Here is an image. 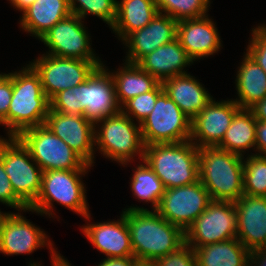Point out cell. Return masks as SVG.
<instances>
[{"instance_id":"cell-20","label":"cell","mask_w":266,"mask_h":266,"mask_svg":"<svg viewBox=\"0 0 266 266\" xmlns=\"http://www.w3.org/2000/svg\"><path fill=\"white\" fill-rule=\"evenodd\" d=\"M237 239L249 250L266 247V197L243 194L235 202Z\"/></svg>"},{"instance_id":"cell-8","label":"cell","mask_w":266,"mask_h":266,"mask_svg":"<svg viewBox=\"0 0 266 266\" xmlns=\"http://www.w3.org/2000/svg\"><path fill=\"white\" fill-rule=\"evenodd\" d=\"M17 138L28 149L32 159L42 171L90 169L87 164L63 140L43 124L22 131Z\"/></svg>"},{"instance_id":"cell-32","label":"cell","mask_w":266,"mask_h":266,"mask_svg":"<svg viewBox=\"0 0 266 266\" xmlns=\"http://www.w3.org/2000/svg\"><path fill=\"white\" fill-rule=\"evenodd\" d=\"M159 13L176 21L199 18L207 15L210 0H155Z\"/></svg>"},{"instance_id":"cell-10","label":"cell","mask_w":266,"mask_h":266,"mask_svg":"<svg viewBox=\"0 0 266 266\" xmlns=\"http://www.w3.org/2000/svg\"><path fill=\"white\" fill-rule=\"evenodd\" d=\"M146 145L179 143L190 140L191 119L162 91L151 113L140 124Z\"/></svg>"},{"instance_id":"cell-31","label":"cell","mask_w":266,"mask_h":266,"mask_svg":"<svg viewBox=\"0 0 266 266\" xmlns=\"http://www.w3.org/2000/svg\"><path fill=\"white\" fill-rule=\"evenodd\" d=\"M245 159H243V193L266 197V155L251 153Z\"/></svg>"},{"instance_id":"cell-25","label":"cell","mask_w":266,"mask_h":266,"mask_svg":"<svg viewBox=\"0 0 266 266\" xmlns=\"http://www.w3.org/2000/svg\"><path fill=\"white\" fill-rule=\"evenodd\" d=\"M243 57L235 79L239 99L233 101L242 109H250L266 97V72L246 52Z\"/></svg>"},{"instance_id":"cell-4","label":"cell","mask_w":266,"mask_h":266,"mask_svg":"<svg viewBox=\"0 0 266 266\" xmlns=\"http://www.w3.org/2000/svg\"><path fill=\"white\" fill-rule=\"evenodd\" d=\"M243 159L217 146L199 148V180L212 200L235 203L244 194Z\"/></svg>"},{"instance_id":"cell-24","label":"cell","mask_w":266,"mask_h":266,"mask_svg":"<svg viewBox=\"0 0 266 266\" xmlns=\"http://www.w3.org/2000/svg\"><path fill=\"white\" fill-rule=\"evenodd\" d=\"M71 14L69 0H35L20 18V28L40 39L57 22Z\"/></svg>"},{"instance_id":"cell-11","label":"cell","mask_w":266,"mask_h":266,"mask_svg":"<svg viewBox=\"0 0 266 266\" xmlns=\"http://www.w3.org/2000/svg\"><path fill=\"white\" fill-rule=\"evenodd\" d=\"M29 63L40 76L43 92L51 100L57 93L85 82L102 61L42 54Z\"/></svg>"},{"instance_id":"cell-19","label":"cell","mask_w":266,"mask_h":266,"mask_svg":"<svg viewBox=\"0 0 266 266\" xmlns=\"http://www.w3.org/2000/svg\"><path fill=\"white\" fill-rule=\"evenodd\" d=\"M208 14L178 21L177 38L193 61L216 54L222 47L215 23Z\"/></svg>"},{"instance_id":"cell-30","label":"cell","mask_w":266,"mask_h":266,"mask_svg":"<svg viewBox=\"0 0 266 266\" xmlns=\"http://www.w3.org/2000/svg\"><path fill=\"white\" fill-rule=\"evenodd\" d=\"M133 171L130 186L133 196L145 203L150 202L152 209L155 210L165 192V186L145 161L137 165Z\"/></svg>"},{"instance_id":"cell-16","label":"cell","mask_w":266,"mask_h":266,"mask_svg":"<svg viewBox=\"0 0 266 266\" xmlns=\"http://www.w3.org/2000/svg\"><path fill=\"white\" fill-rule=\"evenodd\" d=\"M240 109L241 107L233 99L218 102L212 99L191 120L190 141L197 148L218 146Z\"/></svg>"},{"instance_id":"cell-23","label":"cell","mask_w":266,"mask_h":266,"mask_svg":"<svg viewBox=\"0 0 266 266\" xmlns=\"http://www.w3.org/2000/svg\"><path fill=\"white\" fill-rule=\"evenodd\" d=\"M163 91L191 120L213 99L202 84L189 73L161 82Z\"/></svg>"},{"instance_id":"cell-34","label":"cell","mask_w":266,"mask_h":266,"mask_svg":"<svg viewBox=\"0 0 266 266\" xmlns=\"http://www.w3.org/2000/svg\"><path fill=\"white\" fill-rule=\"evenodd\" d=\"M163 91L161 82L150 92L140 94L127 101L122 107L121 111L133 121L134 118L137 123L141 124L142 121L153 110L157 96Z\"/></svg>"},{"instance_id":"cell-43","label":"cell","mask_w":266,"mask_h":266,"mask_svg":"<svg viewBox=\"0 0 266 266\" xmlns=\"http://www.w3.org/2000/svg\"><path fill=\"white\" fill-rule=\"evenodd\" d=\"M51 262L52 266H71V263H69L67 259L61 256L60 253H58L56 256H51ZM28 266H41V264L36 263L35 261L32 263V261H30V264Z\"/></svg>"},{"instance_id":"cell-45","label":"cell","mask_w":266,"mask_h":266,"mask_svg":"<svg viewBox=\"0 0 266 266\" xmlns=\"http://www.w3.org/2000/svg\"><path fill=\"white\" fill-rule=\"evenodd\" d=\"M6 213H3L1 210H0V222H1V220H2V218H3V216L5 215Z\"/></svg>"},{"instance_id":"cell-46","label":"cell","mask_w":266,"mask_h":266,"mask_svg":"<svg viewBox=\"0 0 266 266\" xmlns=\"http://www.w3.org/2000/svg\"><path fill=\"white\" fill-rule=\"evenodd\" d=\"M138 266H152V264H139Z\"/></svg>"},{"instance_id":"cell-39","label":"cell","mask_w":266,"mask_h":266,"mask_svg":"<svg viewBox=\"0 0 266 266\" xmlns=\"http://www.w3.org/2000/svg\"><path fill=\"white\" fill-rule=\"evenodd\" d=\"M255 149L257 155H266V121L257 120Z\"/></svg>"},{"instance_id":"cell-7","label":"cell","mask_w":266,"mask_h":266,"mask_svg":"<svg viewBox=\"0 0 266 266\" xmlns=\"http://www.w3.org/2000/svg\"><path fill=\"white\" fill-rule=\"evenodd\" d=\"M138 124L122 111L105 117L95 124V147L103 156L124 167L134 161L135 156L143 161L145 144Z\"/></svg>"},{"instance_id":"cell-42","label":"cell","mask_w":266,"mask_h":266,"mask_svg":"<svg viewBox=\"0 0 266 266\" xmlns=\"http://www.w3.org/2000/svg\"><path fill=\"white\" fill-rule=\"evenodd\" d=\"M250 110L253 112L256 120L266 121V97L254 104Z\"/></svg>"},{"instance_id":"cell-6","label":"cell","mask_w":266,"mask_h":266,"mask_svg":"<svg viewBox=\"0 0 266 266\" xmlns=\"http://www.w3.org/2000/svg\"><path fill=\"white\" fill-rule=\"evenodd\" d=\"M88 170L90 169L44 171L40 194L28 211L53 217L51 216L55 214L53 213V203L56 201L90 221L91 213H89L86 199L87 190L81 180Z\"/></svg>"},{"instance_id":"cell-15","label":"cell","mask_w":266,"mask_h":266,"mask_svg":"<svg viewBox=\"0 0 266 266\" xmlns=\"http://www.w3.org/2000/svg\"><path fill=\"white\" fill-rule=\"evenodd\" d=\"M44 246L49 247L51 256L58 254L48 235L21 212H7L3 216L0 222V253L10 256L30 254Z\"/></svg>"},{"instance_id":"cell-14","label":"cell","mask_w":266,"mask_h":266,"mask_svg":"<svg viewBox=\"0 0 266 266\" xmlns=\"http://www.w3.org/2000/svg\"><path fill=\"white\" fill-rule=\"evenodd\" d=\"M84 21L75 14L57 22L39 40L48 47L46 54L62 58L101 61L91 48Z\"/></svg>"},{"instance_id":"cell-1","label":"cell","mask_w":266,"mask_h":266,"mask_svg":"<svg viewBox=\"0 0 266 266\" xmlns=\"http://www.w3.org/2000/svg\"><path fill=\"white\" fill-rule=\"evenodd\" d=\"M50 109L66 115L85 116L96 124L121 111L112 75L103 64L83 83L57 93Z\"/></svg>"},{"instance_id":"cell-36","label":"cell","mask_w":266,"mask_h":266,"mask_svg":"<svg viewBox=\"0 0 266 266\" xmlns=\"http://www.w3.org/2000/svg\"><path fill=\"white\" fill-rule=\"evenodd\" d=\"M152 266H197L195 251L184 242L176 250L155 260Z\"/></svg>"},{"instance_id":"cell-28","label":"cell","mask_w":266,"mask_h":266,"mask_svg":"<svg viewBox=\"0 0 266 266\" xmlns=\"http://www.w3.org/2000/svg\"><path fill=\"white\" fill-rule=\"evenodd\" d=\"M197 266H249L250 251L237 238L194 249Z\"/></svg>"},{"instance_id":"cell-2","label":"cell","mask_w":266,"mask_h":266,"mask_svg":"<svg viewBox=\"0 0 266 266\" xmlns=\"http://www.w3.org/2000/svg\"><path fill=\"white\" fill-rule=\"evenodd\" d=\"M124 210L134 257L141 264H152L185 242L184 231L155 210L134 205Z\"/></svg>"},{"instance_id":"cell-9","label":"cell","mask_w":266,"mask_h":266,"mask_svg":"<svg viewBox=\"0 0 266 266\" xmlns=\"http://www.w3.org/2000/svg\"><path fill=\"white\" fill-rule=\"evenodd\" d=\"M0 136V157L15 194L30 207L41 190L42 169L17 137Z\"/></svg>"},{"instance_id":"cell-40","label":"cell","mask_w":266,"mask_h":266,"mask_svg":"<svg viewBox=\"0 0 266 266\" xmlns=\"http://www.w3.org/2000/svg\"><path fill=\"white\" fill-rule=\"evenodd\" d=\"M140 262L134 257L125 258H104L96 266H138Z\"/></svg>"},{"instance_id":"cell-21","label":"cell","mask_w":266,"mask_h":266,"mask_svg":"<svg viewBox=\"0 0 266 266\" xmlns=\"http://www.w3.org/2000/svg\"><path fill=\"white\" fill-rule=\"evenodd\" d=\"M117 221L90 223L82 227L88 241L106 258H125L134 256L130 231L123 214Z\"/></svg>"},{"instance_id":"cell-18","label":"cell","mask_w":266,"mask_h":266,"mask_svg":"<svg viewBox=\"0 0 266 266\" xmlns=\"http://www.w3.org/2000/svg\"><path fill=\"white\" fill-rule=\"evenodd\" d=\"M178 21L157 13L151 22L129 34L123 44L128 48L126 62L137 63L142 57L177 38Z\"/></svg>"},{"instance_id":"cell-12","label":"cell","mask_w":266,"mask_h":266,"mask_svg":"<svg viewBox=\"0 0 266 266\" xmlns=\"http://www.w3.org/2000/svg\"><path fill=\"white\" fill-rule=\"evenodd\" d=\"M184 233L185 242L193 249L236 238L235 203L212 200Z\"/></svg>"},{"instance_id":"cell-26","label":"cell","mask_w":266,"mask_h":266,"mask_svg":"<svg viewBox=\"0 0 266 266\" xmlns=\"http://www.w3.org/2000/svg\"><path fill=\"white\" fill-rule=\"evenodd\" d=\"M157 13L155 0L117 1V16L111 29L123 41L129 34L148 25Z\"/></svg>"},{"instance_id":"cell-41","label":"cell","mask_w":266,"mask_h":266,"mask_svg":"<svg viewBox=\"0 0 266 266\" xmlns=\"http://www.w3.org/2000/svg\"><path fill=\"white\" fill-rule=\"evenodd\" d=\"M249 266H266V247L250 251Z\"/></svg>"},{"instance_id":"cell-35","label":"cell","mask_w":266,"mask_h":266,"mask_svg":"<svg viewBox=\"0 0 266 266\" xmlns=\"http://www.w3.org/2000/svg\"><path fill=\"white\" fill-rule=\"evenodd\" d=\"M246 53L266 72V25L252 28Z\"/></svg>"},{"instance_id":"cell-33","label":"cell","mask_w":266,"mask_h":266,"mask_svg":"<svg viewBox=\"0 0 266 266\" xmlns=\"http://www.w3.org/2000/svg\"><path fill=\"white\" fill-rule=\"evenodd\" d=\"M78 4H77V3ZM71 14L84 20L87 14L103 20L110 28L117 16V0H69Z\"/></svg>"},{"instance_id":"cell-27","label":"cell","mask_w":266,"mask_h":266,"mask_svg":"<svg viewBox=\"0 0 266 266\" xmlns=\"http://www.w3.org/2000/svg\"><path fill=\"white\" fill-rule=\"evenodd\" d=\"M118 71L110 72L115 85L116 99L120 107L143 93L152 91L160 82L144 71L137 63L126 62Z\"/></svg>"},{"instance_id":"cell-44","label":"cell","mask_w":266,"mask_h":266,"mask_svg":"<svg viewBox=\"0 0 266 266\" xmlns=\"http://www.w3.org/2000/svg\"><path fill=\"white\" fill-rule=\"evenodd\" d=\"M13 8H16L20 12H24L27 8H29L35 0H9Z\"/></svg>"},{"instance_id":"cell-5","label":"cell","mask_w":266,"mask_h":266,"mask_svg":"<svg viewBox=\"0 0 266 266\" xmlns=\"http://www.w3.org/2000/svg\"><path fill=\"white\" fill-rule=\"evenodd\" d=\"M199 148L192 141L146 145L144 159L165 189L199 181Z\"/></svg>"},{"instance_id":"cell-3","label":"cell","mask_w":266,"mask_h":266,"mask_svg":"<svg viewBox=\"0 0 266 266\" xmlns=\"http://www.w3.org/2000/svg\"><path fill=\"white\" fill-rule=\"evenodd\" d=\"M50 100L43 92L40 76L28 64L13 72V92L8 110V137H17L25 129L43 125Z\"/></svg>"},{"instance_id":"cell-17","label":"cell","mask_w":266,"mask_h":266,"mask_svg":"<svg viewBox=\"0 0 266 266\" xmlns=\"http://www.w3.org/2000/svg\"><path fill=\"white\" fill-rule=\"evenodd\" d=\"M87 164L93 166L95 151V124L85 116L66 115L49 109L44 123Z\"/></svg>"},{"instance_id":"cell-13","label":"cell","mask_w":266,"mask_h":266,"mask_svg":"<svg viewBox=\"0 0 266 266\" xmlns=\"http://www.w3.org/2000/svg\"><path fill=\"white\" fill-rule=\"evenodd\" d=\"M211 201L208 191L199 180L190 185L165 189L155 211L185 232Z\"/></svg>"},{"instance_id":"cell-37","label":"cell","mask_w":266,"mask_h":266,"mask_svg":"<svg viewBox=\"0 0 266 266\" xmlns=\"http://www.w3.org/2000/svg\"><path fill=\"white\" fill-rule=\"evenodd\" d=\"M0 203L17 211L28 212V206L15 194L0 157Z\"/></svg>"},{"instance_id":"cell-38","label":"cell","mask_w":266,"mask_h":266,"mask_svg":"<svg viewBox=\"0 0 266 266\" xmlns=\"http://www.w3.org/2000/svg\"><path fill=\"white\" fill-rule=\"evenodd\" d=\"M13 92V73L0 75V125L7 127L8 134V110Z\"/></svg>"},{"instance_id":"cell-29","label":"cell","mask_w":266,"mask_h":266,"mask_svg":"<svg viewBox=\"0 0 266 266\" xmlns=\"http://www.w3.org/2000/svg\"><path fill=\"white\" fill-rule=\"evenodd\" d=\"M257 120L250 109H240L226 130L225 136L217 146L223 150L244 157L246 151H255ZM246 150V151H245Z\"/></svg>"},{"instance_id":"cell-22","label":"cell","mask_w":266,"mask_h":266,"mask_svg":"<svg viewBox=\"0 0 266 266\" xmlns=\"http://www.w3.org/2000/svg\"><path fill=\"white\" fill-rule=\"evenodd\" d=\"M194 63L181 46L178 38L158 47L142 57L137 64L159 82L165 79L188 74L184 68Z\"/></svg>"}]
</instances>
